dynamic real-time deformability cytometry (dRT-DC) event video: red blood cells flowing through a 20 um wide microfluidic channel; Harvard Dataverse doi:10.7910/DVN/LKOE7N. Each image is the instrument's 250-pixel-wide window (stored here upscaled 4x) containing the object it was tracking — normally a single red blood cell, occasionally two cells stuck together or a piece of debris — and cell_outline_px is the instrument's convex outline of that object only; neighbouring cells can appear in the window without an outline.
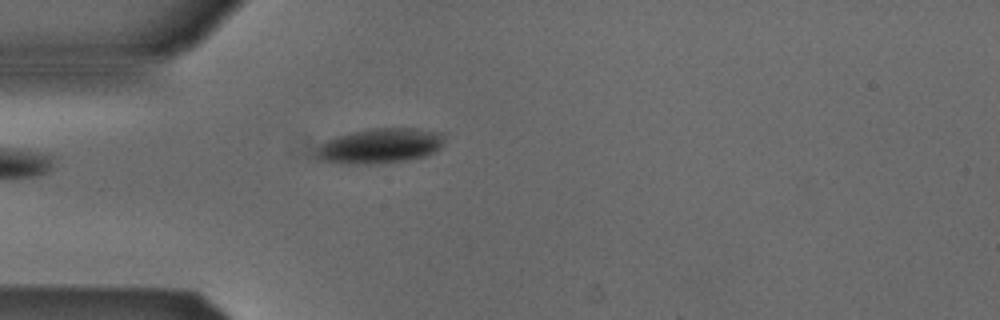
{"species": "Egyptian fruit bat (a non-hibernating species)", "species_latin": "Rousettus aegyptiacus", "temperature_condition": "cold", "stored_images_in_passage": 39, "camera_frame_rate_fps": 3000, "um_per_image_px": 0.085, "animal": {"sex": "male"}, "frame": {"image": 1, "passage_image": 1, "time_ms": 0.0, "image_size_px": [1000, 320], "cell_outline_px": [[448, 132], [444, 144], [436, 152], [424, 156], [404, 160], [376, 164], [348, 164], [316, 160], [316, 148], [320, 144], [336, 136], [352, 132], [372, 128], [416, 128]], "centroid_in_image_um": [32.36, 12.39], "position_along_channel_um": 52.6, "area_um2": 26.7}}
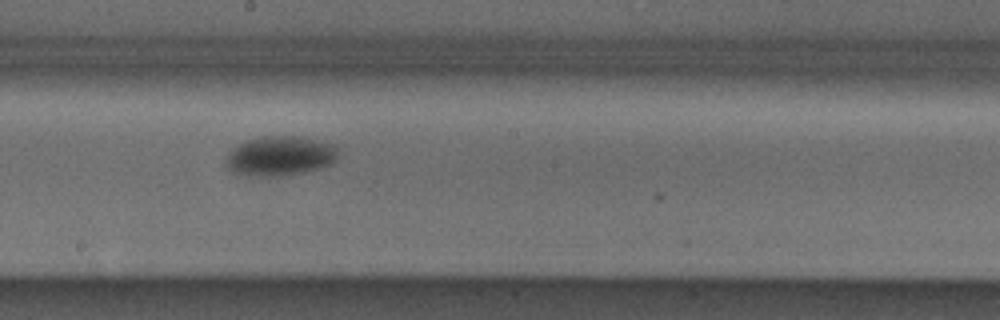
{"frame": {"image": 2, "passage_image": 15, "time_ms": 4.667, "image_size_px": [1000, 320], "cell_outline_px": [[336, 160], [332, 164], [300, 172], [280, 176], [248, 176], [236, 172], [228, 168], [224, 164], [224, 160], [228, 152], [232, 148], [248, 140], [264, 136], [300, 136], [336, 144]], "centroid_in_image_um": [23.77, 13.24], "position_along_channel_um": 224.4, "area_um2": 25.84}}
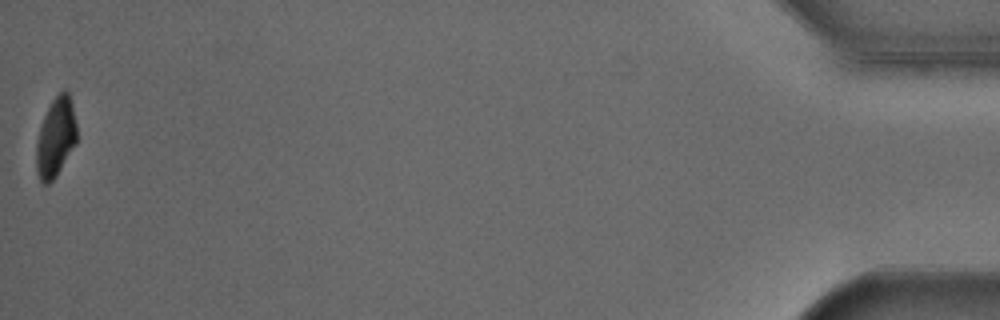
{"frame": {"image": 3, "passage_image": 39, "time_ms": 12.667, "image_size_px": [1000, 320], "cell_outline_px": [[76, 144], [56, 176], [48, 184], [44, 184], [40, 180], [36, 168], [36, 144], [40, 128], [44, 116], [52, 100], [64, 88], [68, 92], [72, 104], [76, 124]], "centroid_in_image_um": [4.74, 11.68], "position_along_channel_um": 430.5, "area_um2": 18.55}, "authors_computed_cell_mechanics": {"area_um2": 24.565, "velocity_mm_per_s": 3.8477, "shape_relaxation_time_tau1_ms": 1.7398, "shape_relaxation_time_tau2_ms": null, "deformation_change_tau1": 0.1148, "deformation_change_tau2": null}}